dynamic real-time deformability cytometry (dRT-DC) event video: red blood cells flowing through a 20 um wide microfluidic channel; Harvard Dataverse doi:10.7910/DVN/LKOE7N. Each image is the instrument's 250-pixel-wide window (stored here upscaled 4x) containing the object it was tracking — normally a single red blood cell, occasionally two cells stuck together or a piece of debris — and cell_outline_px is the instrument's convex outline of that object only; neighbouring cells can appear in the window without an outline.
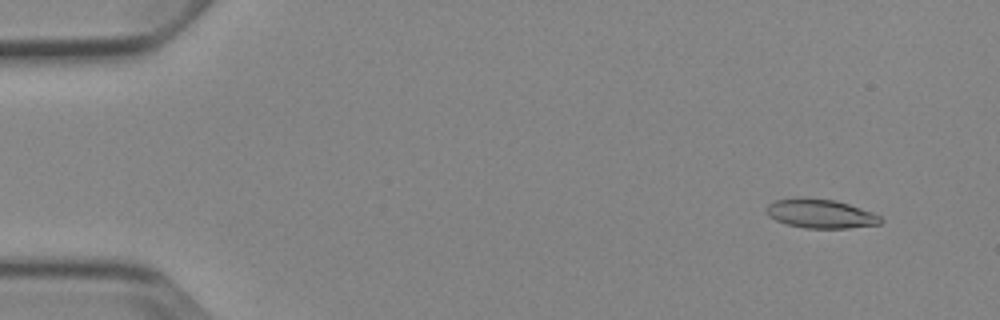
{"species": "Egyptian fruit bat (a non-hibernating species)", "species_latin": "Rousettus aegyptiacus", "temperature_condition": "cold", "stored_images_in_passage": 5, "camera_frame_rate_fps": 3000, "um_per_image_px": 0.085, "animal": {"sex": "female"}, "frame": {"image": 1, "passage_image": 2, "time_ms": 1.333, "image_size_px": [1000, 320], "cell_outline_px": [[880, 224], [848, 228], [804, 228], [788, 224], [776, 220], [768, 216], [764, 208], [768, 204], [776, 200], [800, 196], [804, 196], [836, 200], [872, 212], [880, 216]], "centroid_in_image_um": [69.68, 18.14], "position_along_channel_um": 15.3, "area_um2": 19.48}}
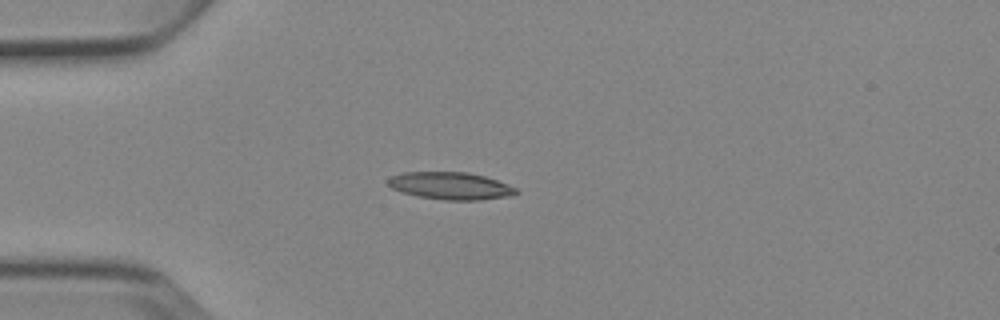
{"frame": {"image": 2, "passage_image": 5, "time_ms": 4.667, "image_size_px": [1000, 320], "cell_outline_px": [[520, 192], [512, 196], [480, 200], [444, 200], [420, 196], [404, 192], [392, 188], [388, 184], [388, 176], [400, 172], [468, 172], [484, 176], [508, 184], [516, 188]], "centroid_in_image_um": [38.31, 15.79], "position_along_channel_um": 46.7, "area_um2": 20.46}}